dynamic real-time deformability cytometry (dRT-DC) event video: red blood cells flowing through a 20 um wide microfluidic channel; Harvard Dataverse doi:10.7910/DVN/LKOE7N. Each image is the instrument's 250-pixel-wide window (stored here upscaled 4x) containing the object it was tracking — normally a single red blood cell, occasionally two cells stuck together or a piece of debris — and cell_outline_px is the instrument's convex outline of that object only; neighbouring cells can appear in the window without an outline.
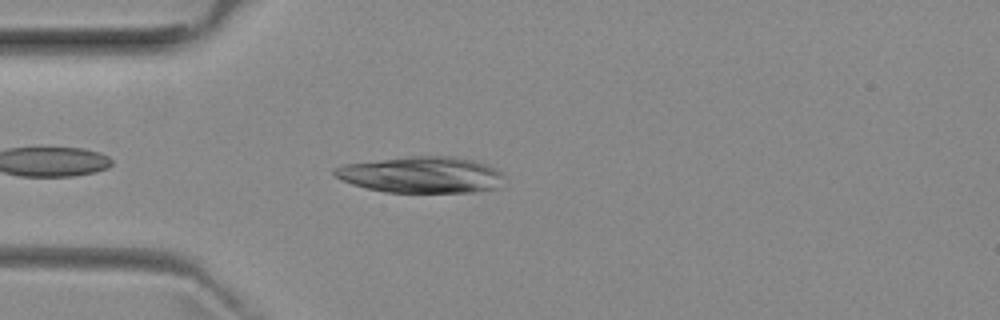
{"species": "common noctule bat (a hibernating species)", "species_latin": "Nyctalus noctula", "temperature_condition": "room temperature", "stored_images_in_passage": 37, "camera_frame_rate_fps": 3000, "um_per_image_px": 0.085, "animal": {"sex": "female", "body_mass_g": 29.2, "forearm_length_mm": 56.3}, "frame": {"image": 1, "passage_image": 4, "time_ms": 1.0, "image_size_px": [1000, 320], "cell_outline_px": [[504, 176], [496, 188], [472, 192], [388, 192], [368, 188], [352, 184], [336, 176], [332, 172], [336, 168], [344, 164], [408, 156], [452, 156], [476, 160], [496, 168], [504, 172]], "centroid_in_image_um": [35.87, 14.84], "position_along_channel_um": 49.1, "area_um2": 35.78}}
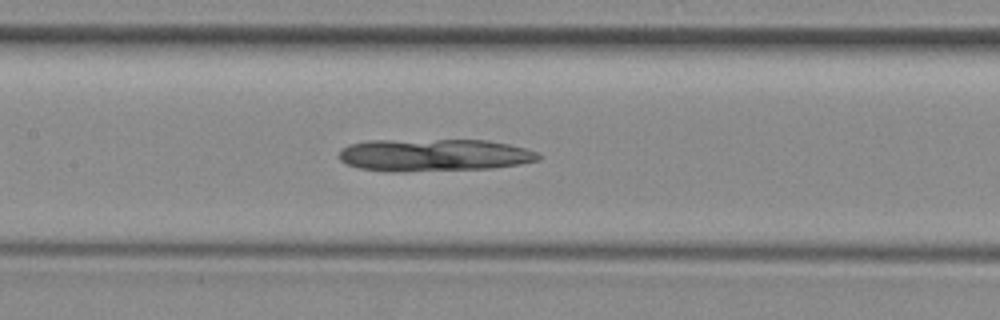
{"frame": {"image": 2, "passage_image": 14, "time_ms": 4.333, "image_size_px": [1000, 320], "cell_outline_px": [[540, 156], [536, 160], [516, 164], [492, 168], [404, 172], [388, 172], [360, 168], [348, 164], [340, 160], [340, 148], [348, 144], [368, 140], [488, 140], [528, 148], [536, 152]], "centroid_in_image_um": [36.83, 13.18], "position_along_channel_um": 170.6, "area_um2": 37.8}}
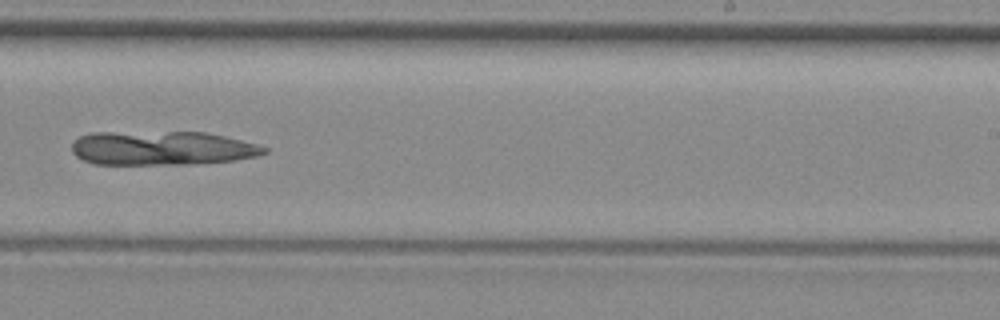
{"frame": {"image": 3, "passage_image": 22, "time_ms": 7.0, "image_size_px": [1000, 320], "cell_outline_px": [[268, 152], [256, 156], [232, 160], [192, 164], [92, 164], [76, 156], [72, 152], [72, 144], [80, 136], [92, 132], [204, 132], [224, 136], [256, 144], [268, 148]], "centroid_in_image_um": [13.74, 12.59], "position_along_channel_um": 275.3, "area_um2": 38.09}}